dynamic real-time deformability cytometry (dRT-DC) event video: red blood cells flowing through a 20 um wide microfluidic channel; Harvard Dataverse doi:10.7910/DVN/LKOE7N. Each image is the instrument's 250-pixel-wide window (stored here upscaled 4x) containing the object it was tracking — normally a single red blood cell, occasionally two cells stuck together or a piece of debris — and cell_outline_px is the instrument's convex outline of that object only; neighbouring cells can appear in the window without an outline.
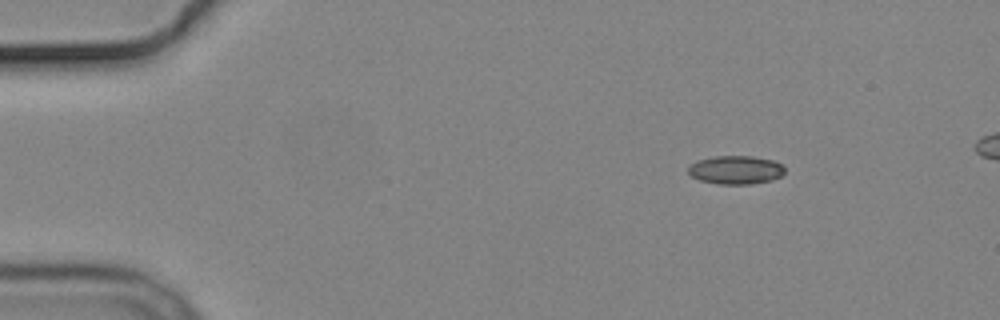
{"species": "common noctule bat (a hibernating species)", "species_latin": "Nyctalus noctula", "temperature_condition": "cold", "stored_images_in_passage": 5, "segment_of_instrument_passage": [2, 2], "camera_frame_rate_fps": 3000, "um_per_image_px": 0.085, "animal": {"sex": "male", "body_mass_g": 19.2, "forearm_length_mm": 51.8}, "frame": {"image": 1, "passage_image": 5, "time_ms": 5.667, "image_size_px": [1000, 320], "cell_outline_px": [[784, 172], [780, 176], [772, 180], [752, 184], [716, 184], [700, 180], [692, 176], [688, 172], [688, 168], [696, 160], [716, 156], [752, 156], [772, 160], [784, 164]], "centroid_in_image_um": [62.55, 14.44], "position_along_channel_um": 22.4, "area_um2": 16.07}}